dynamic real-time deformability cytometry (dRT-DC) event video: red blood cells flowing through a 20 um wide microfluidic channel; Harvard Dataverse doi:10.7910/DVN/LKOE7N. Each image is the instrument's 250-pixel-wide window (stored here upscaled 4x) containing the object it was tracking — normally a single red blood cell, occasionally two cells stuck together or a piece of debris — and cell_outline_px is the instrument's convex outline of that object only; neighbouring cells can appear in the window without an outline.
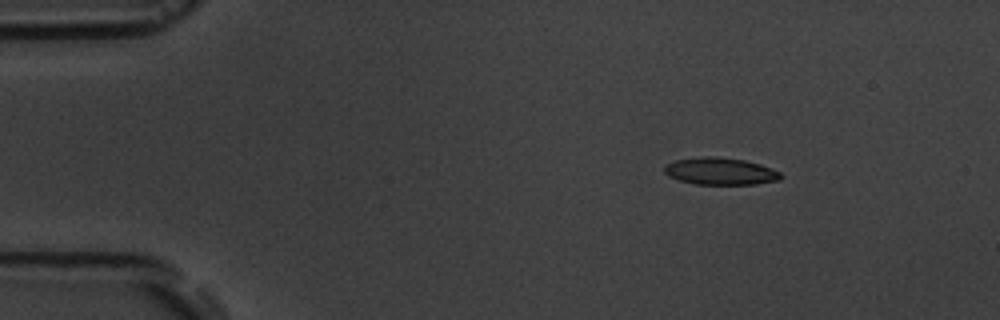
{"species": "common noctule bat (a hibernating species)", "species_latin": "Nyctalus noctula", "temperature_condition": "room temperature", "stored_images_in_passage": 5, "camera_frame_rate_fps": 3000, "um_per_image_px": 0.085, "animal": {"sex": "male", "body_mass_g": 19.5, "forearm_length_mm": 54.6}, "frame": {"image": 1, "passage_image": 1, "time_ms": 0.0, "image_size_px": [1000, 320], "cell_outline_px": [[784, 176], [780, 180], [756, 184], [696, 184], [680, 180], [668, 176], [664, 172], [664, 164], [676, 160], [700, 156], [716, 156], [744, 160], [760, 164], [772, 168], [780, 172]], "centroid_in_image_um": [61.24, 14.55], "position_along_channel_um": 23.8, "area_um2": 18.55}}
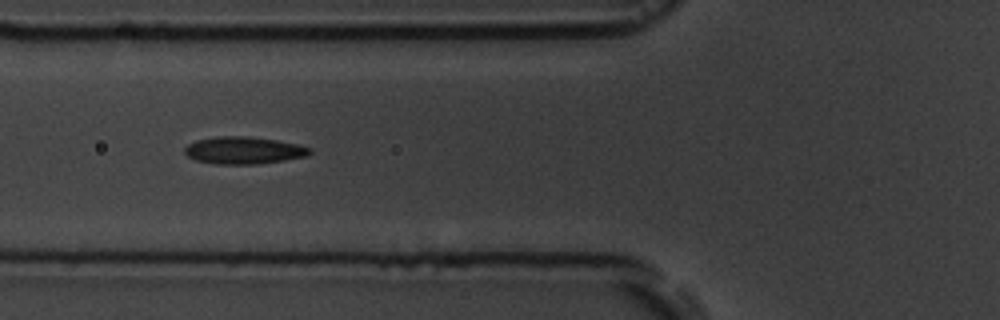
{"frame": {"image": 2, "passage_image": 4, "time_ms": 4.333, "image_size_px": [1000, 320], "cell_outline_px": [[312, 152], [308, 156], [284, 160], [256, 164], [216, 164], [196, 160], [188, 156], [184, 152], [184, 148], [188, 144], [196, 140], [216, 136], [248, 136], [276, 140], [300, 144], [312, 148]], "centroid_in_image_um": [20.74, 12.77], "position_along_channel_um": 105.1, "area_um2": 20.0}}
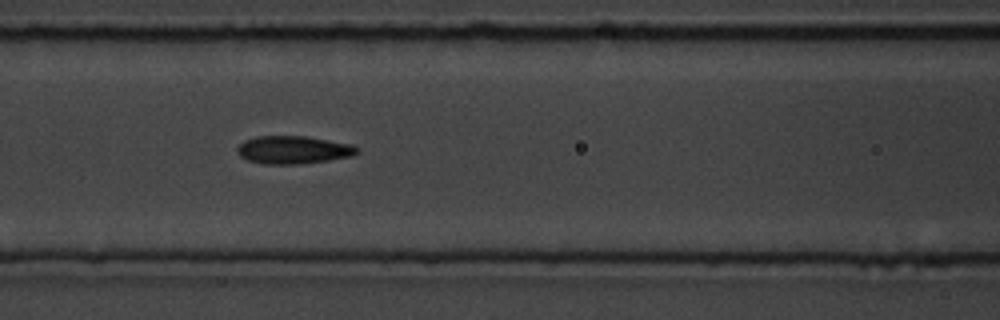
{"frame": {"image": 3, "passage_image": 5, "time_ms": 5.333, "image_size_px": [1000, 320], "cell_outline_px": [[360, 148], [352, 156], [328, 160], [300, 164], [264, 164], [248, 160], [240, 156], [236, 152], [236, 148], [244, 140], [256, 136], [308, 136], [352, 144]], "centroid_in_image_um": [24.92, 12.73], "position_along_channel_um": 141.7, "area_um2": 19.59}}